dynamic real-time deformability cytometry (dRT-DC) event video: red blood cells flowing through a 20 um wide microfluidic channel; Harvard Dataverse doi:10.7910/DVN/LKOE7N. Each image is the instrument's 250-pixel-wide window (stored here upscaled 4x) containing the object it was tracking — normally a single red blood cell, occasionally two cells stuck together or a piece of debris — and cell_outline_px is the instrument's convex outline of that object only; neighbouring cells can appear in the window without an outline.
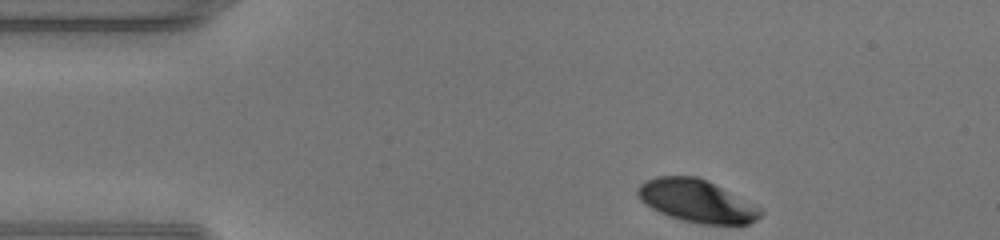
{"species": "human", "species_latin": "Homo sapiens", "temperature_condition": "warm", "stored_images_in_passage": 32, "camera_frame_rate_fps": 3000, "um_per_image_px": 0.085, "donor": {"sex": "male"}, "frame": {"image": 1, "passage_image": 1, "time_ms": 0.0, "image_size_px": [1000, 240], "cell_outline_px": [[760, 216], [748, 224], [708, 224], [684, 220], [660, 212], [652, 208], [636, 192], [640, 184], [648, 180], [660, 176], [696, 176], [720, 188], [760, 212]], "centroid_in_image_um": [59.11, 17.08], "position_along_channel_um": 25.9, "area_um2": 28.5}}
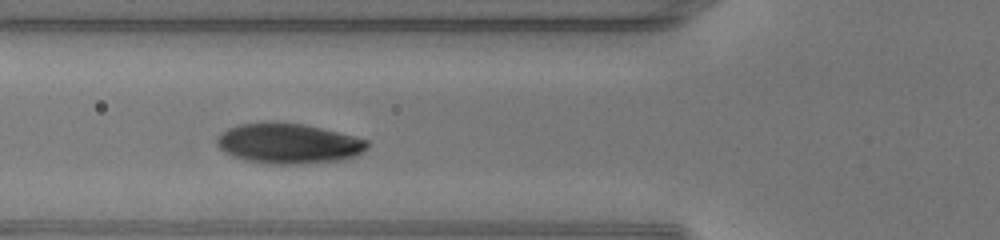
{"frame": {"image": 2, "passage_image": 11, "time_ms": 3.333, "image_size_px": [1000, 240], "cell_outline_px": [[368, 148], [352, 156], [336, 160], [288, 164], [284, 164], [252, 160], [236, 156], [220, 148], [216, 140], [228, 128], [244, 124], [300, 124], [320, 128], [368, 140]], "centroid_in_image_um": [24.57, 12.2], "position_along_channel_um": 101.2, "area_um2": 33.18}}
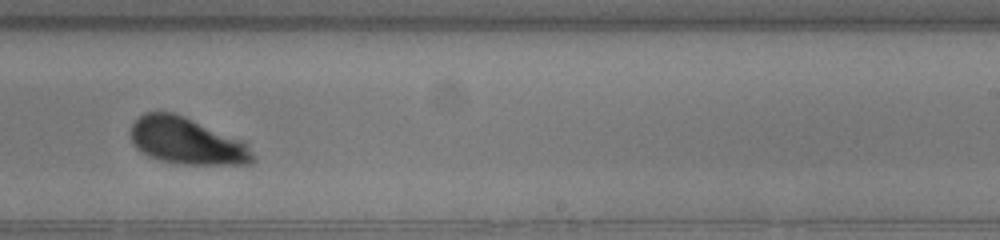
{"frame": {"image": 3, "passage_image": 23, "time_ms": 7.333, "image_size_px": [1000, 240], "cell_outline_px": [[256, 160], [248, 164], [184, 164], [164, 160], [148, 156], [136, 148], [132, 140], [132, 124], [144, 112], [172, 112], [184, 116], [244, 140], [248, 144]], "centroid_in_image_um": [15.92, 11.98], "position_along_channel_um": 273.1, "area_um2": 33.06}, "authors_computed_cell_mechanics": {"area_um2": 33.2928, "velocity_mm_per_s": 4.2953, "shape_relaxation_time_tau1_ms": 2.0877, "shape_relaxation_time_tau2_ms": null, "deformation_change_tau1": 0.1594, "deformation_change_tau2": null}}